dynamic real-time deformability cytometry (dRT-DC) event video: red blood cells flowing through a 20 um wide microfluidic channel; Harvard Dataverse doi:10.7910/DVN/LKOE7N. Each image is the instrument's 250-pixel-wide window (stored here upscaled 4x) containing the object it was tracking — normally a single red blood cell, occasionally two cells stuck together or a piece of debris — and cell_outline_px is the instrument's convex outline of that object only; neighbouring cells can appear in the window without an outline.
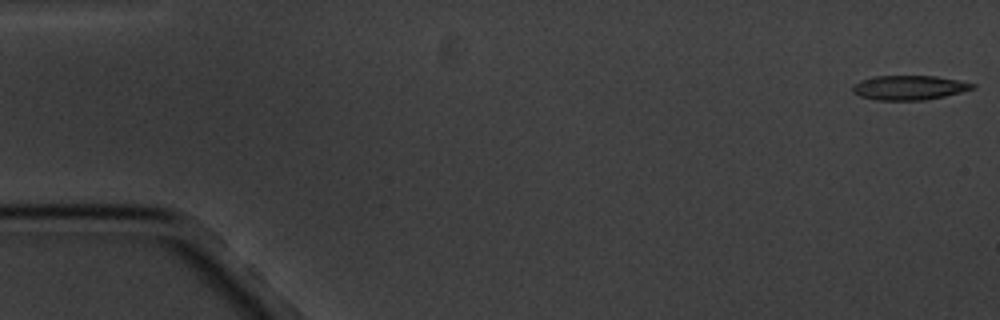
{"species": "common noctule bat (a hibernating species)", "species_latin": "Nyctalus noctula", "temperature_condition": "cold", "stored_images_in_passage": 7, "camera_frame_rate_fps": 3000, "um_per_image_px": 0.085, "animal": {"sex": "male", "body_mass_g": 20.1, "forearm_length_mm": 53.5}, "frame": {"image": 1, "passage_image": 1, "time_ms": 0.0, "image_size_px": [1000, 320], "cell_outline_px": [[976, 88], [944, 96], [924, 100], [876, 100], [860, 96], [852, 92], [852, 84], [860, 80], [872, 76], [936, 76], [976, 84]], "centroid_in_image_um": [77.23, 7.44], "position_along_channel_um": 7.8, "area_um2": 17.11}}
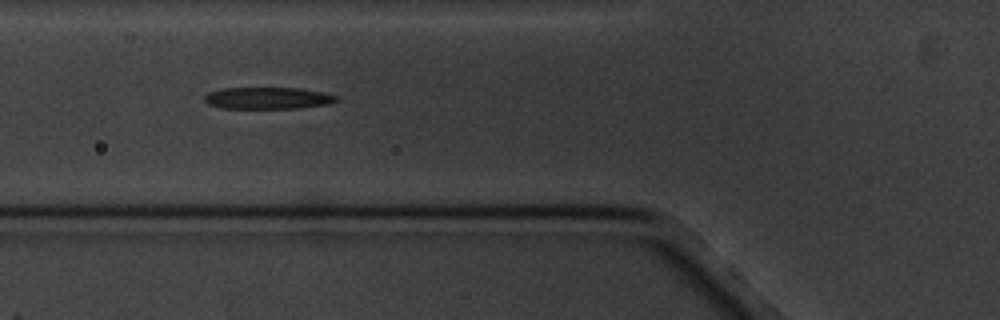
{"frame": {"image": 2, "passage_image": 6, "time_ms": 6.667, "image_size_px": [1000, 320], "cell_outline_px": [[336, 100], [328, 104], [296, 108], [220, 108], [208, 104], [204, 100], [204, 96], [208, 92], [224, 88], [300, 88], [324, 92], [336, 96]], "centroid_in_image_um": [22.72, 8.33], "position_along_channel_um": 103.1, "area_um2": 16.65}}
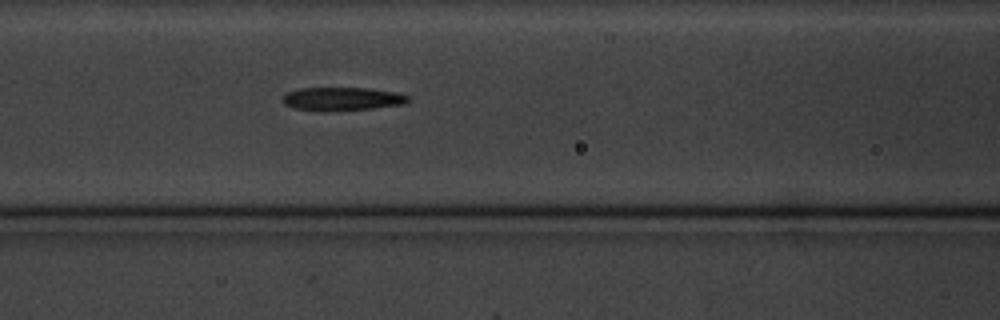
{"frame": {"image": 3, "passage_image": 7, "time_ms": 7.667, "image_size_px": [1000, 320], "cell_outline_px": [[412, 100], [404, 104], [372, 108], [296, 108], [284, 104], [284, 96], [288, 92], [300, 88], [368, 88], [396, 92], [408, 96]], "centroid_in_image_um": [29.19, 8.35], "position_along_channel_um": 137.4, "area_um2": 15.95}}